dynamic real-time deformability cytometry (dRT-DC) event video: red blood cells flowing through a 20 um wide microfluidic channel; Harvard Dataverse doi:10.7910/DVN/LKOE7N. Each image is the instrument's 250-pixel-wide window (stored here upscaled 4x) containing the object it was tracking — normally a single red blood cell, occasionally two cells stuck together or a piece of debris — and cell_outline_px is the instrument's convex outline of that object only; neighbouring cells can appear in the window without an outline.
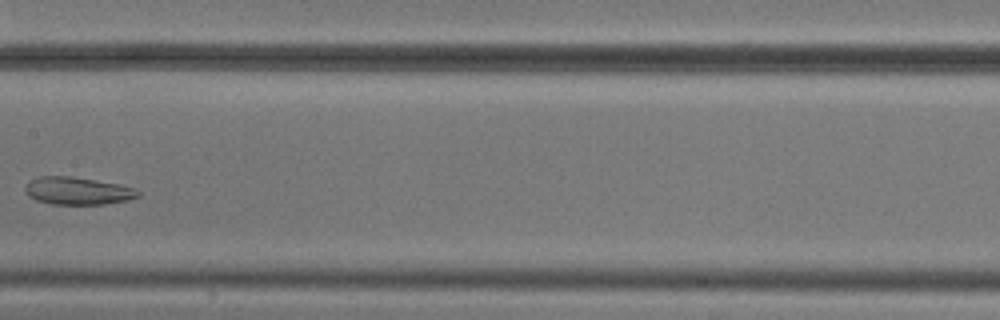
{"species": "common noctule bat (a hibernating species)", "species_latin": "Nyctalus noctula", "temperature_condition": "cold", "stored_images_in_passage": 7, "camera_frame_rate_fps": 3000, "um_per_image_px": 0.085, "animal": {"sex": "male", "body_mass_g": 20.5, "forearm_length_mm": 52.5}, "frame": {"image": 1, "passage_image": 7, "time_ms": 7.0, "image_size_px": [1000, 320], "cell_outline_px": [[140, 196], [128, 200], [104, 204], [52, 204], [36, 200], [28, 196], [24, 188], [32, 180], [40, 176], [72, 176], [120, 184], [136, 188], [140, 192]], "centroid_in_image_um": [6.64, 16.22], "position_along_channel_um": 200.8, "area_um2": 18.15}}